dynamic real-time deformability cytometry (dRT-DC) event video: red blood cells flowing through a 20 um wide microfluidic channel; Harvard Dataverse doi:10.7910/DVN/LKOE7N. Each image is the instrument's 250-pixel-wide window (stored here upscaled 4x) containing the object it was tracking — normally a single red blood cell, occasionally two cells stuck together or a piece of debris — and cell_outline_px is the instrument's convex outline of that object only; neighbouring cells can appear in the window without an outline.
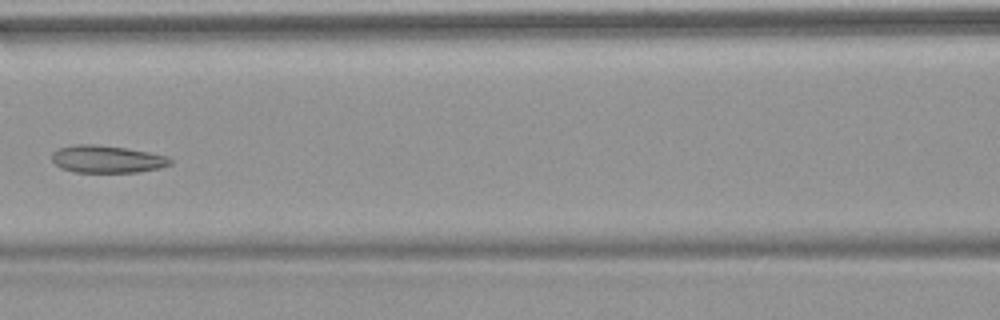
{"species": "common noctule bat (a hibernating species)", "species_latin": "Nyctalus noctula", "temperature_condition": "warm", "stored_images_in_passage": 7, "camera_frame_rate_fps": 3000, "um_per_image_px": 0.085, "animal": {"sex": "female", "body_mass_g": 18.4}, "frame": {"image": 1, "passage_image": 7, "time_ms": 7.0, "image_size_px": [1000, 320], "cell_outline_px": [[172, 164], [160, 168], [136, 172], [76, 172], [60, 168], [52, 160], [52, 152], [60, 148], [76, 144], [92, 144], [124, 148], [148, 152], [168, 156], [172, 160]], "centroid_in_image_um": [9.1, 13.53], "position_along_channel_um": 157.5, "area_um2": 18.79}}